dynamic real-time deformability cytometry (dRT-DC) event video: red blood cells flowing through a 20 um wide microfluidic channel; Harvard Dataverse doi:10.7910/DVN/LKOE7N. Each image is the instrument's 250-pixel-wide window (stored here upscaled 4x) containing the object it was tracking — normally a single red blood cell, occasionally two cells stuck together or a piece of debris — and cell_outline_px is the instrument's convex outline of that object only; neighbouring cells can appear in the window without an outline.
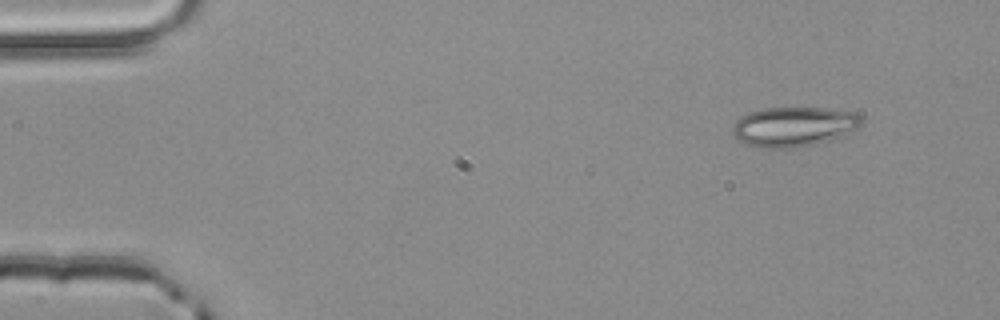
{"species": "common noctule bat (a hibernating species)", "species_latin": "Nyctalus noctula", "temperature_condition": "room temperature", "stored_images_in_passage": 3, "camera_frame_rate_fps": 3000, "um_per_image_px": 0.085, "animal": {"sex": "male", "body_mass_g": 20.4}, "frame": {"image": 1, "passage_image": 1, "time_ms": 0.0, "image_size_px": [1000, 320], "cell_outline_px": [[860, 128], [844, 136], [812, 144], [788, 148], [760, 148], [748, 144], [740, 140], [732, 132], [732, 124], [740, 116], [748, 112], [764, 108], [824, 108], [856, 112], [860, 116]], "centroid_in_image_um": [67.47, 10.75], "position_along_channel_um": 17.5, "area_um2": 29.82}}